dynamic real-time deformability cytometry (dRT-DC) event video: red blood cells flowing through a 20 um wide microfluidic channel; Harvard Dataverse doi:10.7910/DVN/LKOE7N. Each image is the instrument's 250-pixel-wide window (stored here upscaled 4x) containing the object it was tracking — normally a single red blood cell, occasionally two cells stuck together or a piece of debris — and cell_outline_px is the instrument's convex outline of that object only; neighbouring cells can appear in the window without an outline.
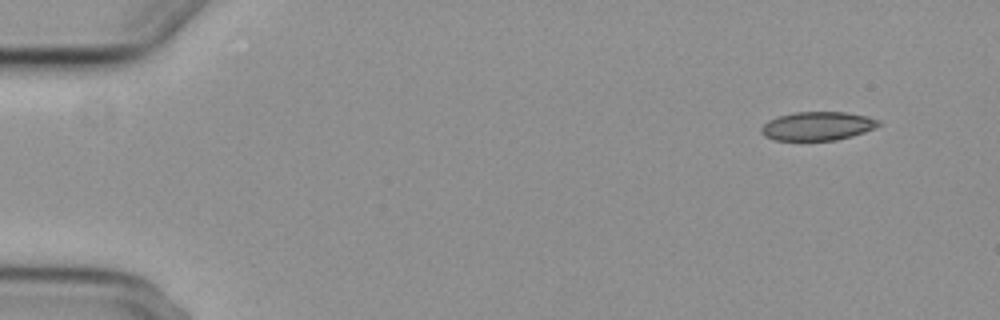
{"species": "common noctule bat (a hibernating species)", "species_latin": "Nyctalus noctula", "temperature_condition": "cold", "stored_images_in_passage": 5, "segment_of_instrument_passage": [1, 2], "camera_frame_rate_fps": 3000, "um_per_image_px": 0.085, "animal": {"sex": "female", "body_mass_g": 29.2, "forearm_length_mm": 56.3}, "frame": {"image": 1, "passage_image": 1, "time_ms": 0.0, "image_size_px": [1000, 320], "cell_outline_px": [[884, 124], [876, 128], [852, 136], [836, 140], [776, 140], [764, 136], [760, 132], [760, 128], [768, 120], [780, 116], [796, 112], [844, 112], [868, 116], [880, 120]], "centroid_in_image_um": [69.54, 10.71], "position_along_channel_um": 15.5, "area_um2": 19.71}}
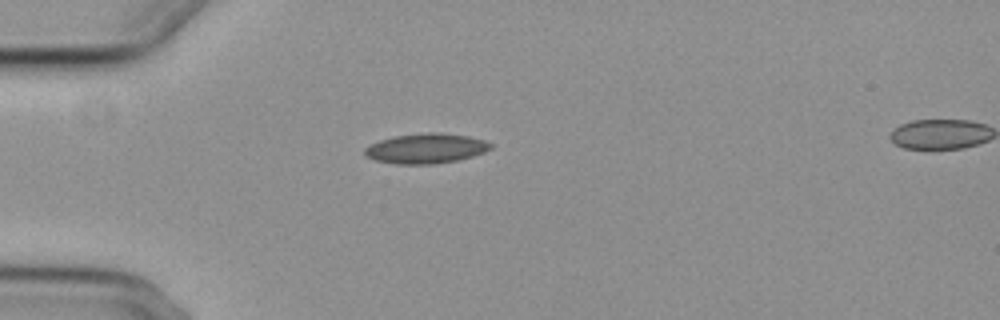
{"frame": {"image": 2, "passage_image": 4, "time_ms": 3.667, "image_size_px": [1000, 320], "cell_outline_px": [[492, 148], [484, 152], [460, 160], [432, 164], [396, 164], [376, 160], [364, 156], [364, 148], [380, 140], [396, 136], [428, 132], [440, 132], [468, 136], [484, 140], [492, 144]], "centroid_in_image_um": [36.22, 12.62], "position_along_channel_um": 48.8, "area_um2": 21.96}}